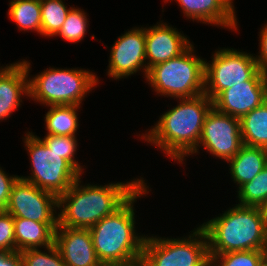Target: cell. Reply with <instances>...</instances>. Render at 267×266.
<instances>
[{"mask_svg":"<svg viewBox=\"0 0 267 266\" xmlns=\"http://www.w3.org/2000/svg\"><path fill=\"white\" fill-rule=\"evenodd\" d=\"M79 177L73 185L58 196V225L90 229L104 217L119 209L145 182L133 179L102 185L80 183ZM81 184V186H80Z\"/></svg>","mask_w":267,"mask_h":266,"instance_id":"obj_1","label":"cell"},{"mask_svg":"<svg viewBox=\"0 0 267 266\" xmlns=\"http://www.w3.org/2000/svg\"><path fill=\"white\" fill-rule=\"evenodd\" d=\"M179 100L180 103L164 112L142 138L181 163L197 148L203 123L213 108V102L204 93Z\"/></svg>","mask_w":267,"mask_h":266,"instance_id":"obj_2","label":"cell"},{"mask_svg":"<svg viewBox=\"0 0 267 266\" xmlns=\"http://www.w3.org/2000/svg\"><path fill=\"white\" fill-rule=\"evenodd\" d=\"M146 186L144 183L119 209L89 229L97 257L103 266L129 262L142 256L146 236L135 233L133 204L149 192Z\"/></svg>","mask_w":267,"mask_h":266,"instance_id":"obj_3","label":"cell"},{"mask_svg":"<svg viewBox=\"0 0 267 266\" xmlns=\"http://www.w3.org/2000/svg\"><path fill=\"white\" fill-rule=\"evenodd\" d=\"M200 227L207 236L209 254L261 250L267 240L261 207L236 204Z\"/></svg>","mask_w":267,"mask_h":266,"instance_id":"obj_4","label":"cell"},{"mask_svg":"<svg viewBox=\"0 0 267 266\" xmlns=\"http://www.w3.org/2000/svg\"><path fill=\"white\" fill-rule=\"evenodd\" d=\"M194 53L191 44L179 56L149 68L145 77L148 84L158 94L177 99L203 94L205 60Z\"/></svg>","mask_w":267,"mask_h":266,"instance_id":"obj_5","label":"cell"},{"mask_svg":"<svg viewBox=\"0 0 267 266\" xmlns=\"http://www.w3.org/2000/svg\"><path fill=\"white\" fill-rule=\"evenodd\" d=\"M91 71L49 68L28 79V97L43 105H78L98 83Z\"/></svg>","mask_w":267,"mask_h":266,"instance_id":"obj_6","label":"cell"},{"mask_svg":"<svg viewBox=\"0 0 267 266\" xmlns=\"http://www.w3.org/2000/svg\"><path fill=\"white\" fill-rule=\"evenodd\" d=\"M24 137V145L27 147L33 170L31 169V176H20L21 179L58 197L82 176L67 160L60 157V154L50 150L39 136L28 132Z\"/></svg>","mask_w":267,"mask_h":266,"instance_id":"obj_7","label":"cell"},{"mask_svg":"<svg viewBox=\"0 0 267 266\" xmlns=\"http://www.w3.org/2000/svg\"><path fill=\"white\" fill-rule=\"evenodd\" d=\"M187 238L147 237L142 257L148 266H210L208 239L199 226Z\"/></svg>","mask_w":267,"mask_h":266,"instance_id":"obj_8","label":"cell"},{"mask_svg":"<svg viewBox=\"0 0 267 266\" xmlns=\"http://www.w3.org/2000/svg\"><path fill=\"white\" fill-rule=\"evenodd\" d=\"M212 62L205 61L204 94L213 100L220 92L245 84L258 71L255 56L235 49L215 51Z\"/></svg>","mask_w":267,"mask_h":266,"instance_id":"obj_9","label":"cell"},{"mask_svg":"<svg viewBox=\"0 0 267 266\" xmlns=\"http://www.w3.org/2000/svg\"><path fill=\"white\" fill-rule=\"evenodd\" d=\"M58 197L20 177L13 184L5 211L14 218L40 223H58ZM55 213H54V212Z\"/></svg>","mask_w":267,"mask_h":266,"instance_id":"obj_10","label":"cell"},{"mask_svg":"<svg viewBox=\"0 0 267 266\" xmlns=\"http://www.w3.org/2000/svg\"><path fill=\"white\" fill-rule=\"evenodd\" d=\"M200 146L222 160L233 158L243 146L240 119L212 108L203 123L198 146L191 154L198 153Z\"/></svg>","mask_w":267,"mask_h":266,"instance_id":"obj_11","label":"cell"},{"mask_svg":"<svg viewBox=\"0 0 267 266\" xmlns=\"http://www.w3.org/2000/svg\"><path fill=\"white\" fill-rule=\"evenodd\" d=\"M108 75L114 79L128 77L143 68L147 75L145 28H133L119 36L111 47Z\"/></svg>","mask_w":267,"mask_h":266,"instance_id":"obj_12","label":"cell"},{"mask_svg":"<svg viewBox=\"0 0 267 266\" xmlns=\"http://www.w3.org/2000/svg\"><path fill=\"white\" fill-rule=\"evenodd\" d=\"M267 100V74L260 70L245 84L233 85L213 100L218 112L241 119Z\"/></svg>","mask_w":267,"mask_h":266,"instance_id":"obj_13","label":"cell"},{"mask_svg":"<svg viewBox=\"0 0 267 266\" xmlns=\"http://www.w3.org/2000/svg\"><path fill=\"white\" fill-rule=\"evenodd\" d=\"M54 245L67 266H103L97 257L89 229L57 226Z\"/></svg>","mask_w":267,"mask_h":266,"instance_id":"obj_14","label":"cell"},{"mask_svg":"<svg viewBox=\"0 0 267 266\" xmlns=\"http://www.w3.org/2000/svg\"><path fill=\"white\" fill-rule=\"evenodd\" d=\"M160 23L145 27L147 70L179 56L191 45L189 39L178 32L177 28Z\"/></svg>","mask_w":267,"mask_h":266,"instance_id":"obj_15","label":"cell"},{"mask_svg":"<svg viewBox=\"0 0 267 266\" xmlns=\"http://www.w3.org/2000/svg\"><path fill=\"white\" fill-rule=\"evenodd\" d=\"M29 61L10 64L0 75V121L11 116L22 102L21 95L28 96Z\"/></svg>","mask_w":267,"mask_h":266,"instance_id":"obj_16","label":"cell"},{"mask_svg":"<svg viewBox=\"0 0 267 266\" xmlns=\"http://www.w3.org/2000/svg\"><path fill=\"white\" fill-rule=\"evenodd\" d=\"M168 0H166L167 2ZM186 18L236 31L234 8L226 0H175Z\"/></svg>","mask_w":267,"mask_h":266,"instance_id":"obj_17","label":"cell"},{"mask_svg":"<svg viewBox=\"0 0 267 266\" xmlns=\"http://www.w3.org/2000/svg\"><path fill=\"white\" fill-rule=\"evenodd\" d=\"M57 225L14 218L15 252L52 246Z\"/></svg>","mask_w":267,"mask_h":266,"instance_id":"obj_18","label":"cell"},{"mask_svg":"<svg viewBox=\"0 0 267 266\" xmlns=\"http://www.w3.org/2000/svg\"><path fill=\"white\" fill-rule=\"evenodd\" d=\"M231 178L239 186L251 181L267 165V149L243 145L238 153L227 161Z\"/></svg>","mask_w":267,"mask_h":266,"instance_id":"obj_19","label":"cell"},{"mask_svg":"<svg viewBox=\"0 0 267 266\" xmlns=\"http://www.w3.org/2000/svg\"><path fill=\"white\" fill-rule=\"evenodd\" d=\"M243 145L267 149V100L240 119Z\"/></svg>","mask_w":267,"mask_h":266,"instance_id":"obj_20","label":"cell"},{"mask_svg":"<svg viewBox=\"0 0 267 266\" xmlns=\"http://www.w3.org/2000/svg\"><path fill=\"white\" fill-rule=\"evenodd\" d=\"M78 105H51L45 115L47 134L58 136H75L79 127Z\"/></svg>","mask_w":267,"mask_h":266,"instance_id":"obj_21","label":"cell"},{"mask_svg":"<svg viewBox=\"0 0 267 266\" xmlns=\"http://www.w3.org/2000/svg\"><path fill=\"white\" fill-rule=\"evenodd\" d=\"M9 6L8 16L20 31L34 30L42 35L40 0H12Z\"/></svg>","mask_w":267,"mask_h":266,"instance_id":"obj_22","label":"cell"},{"mask_svg":"<svg viewBox=\"0 0 267 266\" xmlns=\"http://www.w3.org/2000/svg\"><path fill=\"white\" fill-rule=\"evenodd\" d=\"M42 35L54 36L62 27L68 12L72 7L67 9L62 0H40Z\"/></svg>","mask_w":267,"mask_h":266,"instance_id":"obj_23","label":"cell"},{"mask_svg":"<svg viewBox=\"0 0 267 266\" xmlns=\"http://www.w3.org/2000/svg\"><path fill=\"white\" fill-rule=\"evenodd\" d=\"M241 206L261 207L267 199V165L251 181L242 185L238 191Z\"/></svg>","mask_w":267,"mask_h":266,"instance_id":"obj_24","label":"cell"},{"mask_svg":"<svg viewBox=\"0 0 267 266\" xmlns=\"http://www.w3.org/2000/svg\"><path fill=\"white\" fill-rule=\"evenodd\" d=\"M87 16L84 11L80 8L72 7L67 14V17L62 24L61 29L55 36H61V38L65 39L69 42L77 43L83 40L84 35L87 32Z\"/></svg>","mask_w":267,"mask_h":266,"instance_id":"obj_25","label":"cell"},{"mask_svg":"<svg viewBox=\"0 0 267 266\" xmlns=\"http://www.w3.org/2000/svg\"><path fill=\"white\" fill-rule=\"evenodd\" d=\"M77 137L75 136H58L49 135L41 139L44 144L50 149L60 154V157L67 160L81 175L83 173L82 166L78 164L75 158V152L77 149Z\"/></svg>","mask_w":267,"mask_h":266,"instance_id":"obj_26","label":"cell"},{"mask_svg":"<svg viewBox=\"0 0 267 266\" xmlns=\"http://www.w3.org/2000/svg\"><path fill=\"white\" fill-rule=\"evenodd\" d=\"M209 256L210 266H256L262 259V252L261 250H246L209 254Z\"/></svg>","mask_w":267,"mask_h":266,"instance_id":"obj_27","label":"cell"},{"mask_svg":"<svg viewBox=\"0 0 267 266\" xmlns=\"http://www.w3.org/2000/svg\"><path fill=\"white\" fill-rule=\"evenodd\" d=\"M46 249L48 253L38 248L19 252L22 266H67L54 244Z\"/></svg>","mask_w":267,"mask_h":266,"instance_id":"obj_28","label":"cell"},{"mask_svg":"<svg viewBox=\"0 0 267 266\" xmlns=\"http://www.w3.org/2000/svg\"><path fill=\"white\" fill-rule=\"evenodd\" d=\"M0 251L15 252L14 217L0 212Z\"/></svg>","mask_w":267,"mask_h":266,"instance_id":"obj_29","label":"cell"},{"mask_svg":"<svg viewBox=\"0 0 267 266\" xmlns=\"http://www.w3.org/2000/svg\"><path fill=\"white\" fill-rule=\"evenodd\" d=\"M19 176H8L0 167V212L5 211L13 184Z\"/></svg>","mask_w":267,"mask_h":266,"instance_id":"obj_30","label":"cell"},{"mask_svg":"<svg viewBox=\"0 0 267 266\" xmlns=\"http://www.w3.org/2000/svg\"><path fill=\"white\" fill-rule=\"evenodd\" d=\"M260 52L259 56L255 57L259 70L267 74V25L260 31Z\"/></svg>","mask_w":267,"mask_h":266,"instance_id":"obj_31","label":"cell"},{"mask_svg":"<svg viewBox=\"0 0 267 266\" xmlns=\"http://www.w3.org/2000/svg\"><path fill=\"white\" fill-rule=\"evenodd\" d=\"M1 266H22L20 253L1 251Z\"/></svg>","mask_w":267,"mask_h":266,"instance_id":"obj_32","label":"cell"},{"mask_svg":"<svg viewBox=\"0 0 267 266\" xmlns=\"http://www.w3.org/2000/svg\"><path fill=\"white\" fill-rule=\"evenodd\" d=\"M104 266H148L145 259L141 256L135 260L125 262V263H117V264H109Z\"/></svg>","mask_w":267,"mask_h":266,"instance_id":"obj_33","label":"cell"},{"mask_svg":"<svg viewBox=\"0 0 267 266\" xmlns=\"http://www.w3.org/2000/svg\"><path fill=\"white\" fill-rule=\"evenodd\" d=\"M261 210H262L263 217L265 218V222L267 225V199H266L265 203L261 206Z\"/></svg>","mask_w":267,"mask_h":266,"instance_id":"obj_34","label":"cell"},{"mask_svg":"<svg viewBox=\"0 0 267 266\" xmlns=\"http://www.w3.org/2000/svg\"><path fill=\"white\" fill-rule=\"evenodd\" d=\"M262 252V258L266 261L267 263V240L263 246V248L261 249Z\"/></svg>","mask_w":267,"mask_h":266,"instance_id":"obj_35","label":"cell"},{"mask_svg":"<svg viewBox=\"0 0 267 266\" xmlns=\"http://www.w3.org/2000/svg\"><path fill=\"white\" fill-rule=\"evenodd\" d=\"M256 266H267L266 261L262 258Z\"/></svg>","mask_w":267,"mask_h":266,"instance_id":"obj_36","label":"cell"},{"mask_svg":"<svg viewBox=\"0 0 267 266\" xmlns=\"http://www.w3.org/2000/svg\"><path fill=\"white\" fill-rule=\"evenodd\" d=\"M10 65H6L4 68L0 67V75L9 67Z\"/></svg>","mask_w":267,"mask_h":266,"instance_id":"obj_37","label":"cell"},{"mask_svg":"<svg viewBox=\"0 0 267 266\" xmlns=\"http://www.w3.org/2000/svg\"><path fill=\"white\" fill-rule=\"evenodd\" d=\"M226 1L234 8L233 1L232 0H226Z\"/></svg>","mask_w":267,"mask_h":266,"instance_id":"obj_38","label":"cell"}]
</instances>
